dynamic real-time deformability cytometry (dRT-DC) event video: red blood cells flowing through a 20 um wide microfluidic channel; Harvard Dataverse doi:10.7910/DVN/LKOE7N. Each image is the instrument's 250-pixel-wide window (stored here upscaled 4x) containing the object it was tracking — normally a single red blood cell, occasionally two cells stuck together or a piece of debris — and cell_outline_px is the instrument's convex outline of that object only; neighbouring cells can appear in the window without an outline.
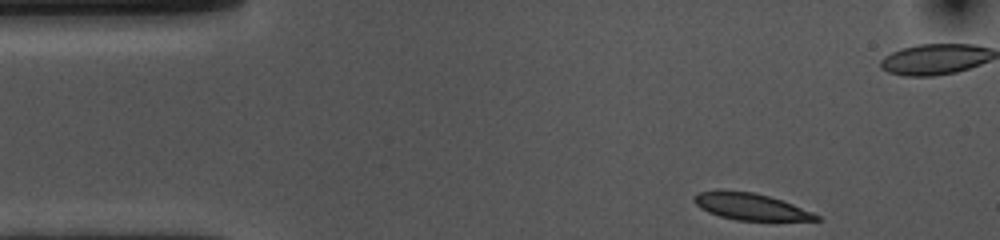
{"species": "common noctule bat (a hibernating species)", "species_latin": "Nyctalus noctula", "temperature_condition": "cold", "stored_images_in_passage": 41, "camera_frame_rate_fps": 3000, "um_per_image_px": 0.085, "animal": {"sex": "female", "body_mass_g": 10.0, "forearm_length_mm": 53.1}, "frame": {"image": 1, "passage_image": 1, "time_ms": 0.0, "image_size_px": [1000, 240], "cell_outline_px": [[824, 220], [736, 220], [720, 216], [708, 212], [700, 208], [692, 200], [692, 196], [700, 192], [752, 192], [768, 196], [792, 204], [812, 212], [820, 216]], "centroid_in_image_um": [63.82, 17.59], "position_along_channel_um": 21.2, "area_um2": 18.38}}
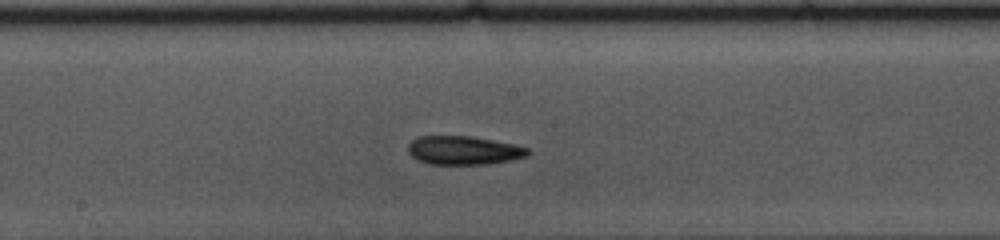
{"frame": {"image": 2, "passage_image": 22, "time_ms": 7.0, "image_size_px": [1000, 240], "cell_outline_px": [[532, 152], [528, 156], [512, 160], [488, 164], [428, 164], [412, 156], [408, 152], [408, 144], [416, 136], [472, 136], [512, 144], [528, 148]], "centroid_in_image_um": [39.42, 12.78], "position_along_channel_um": 208.8, "area_um2": 20.06}}
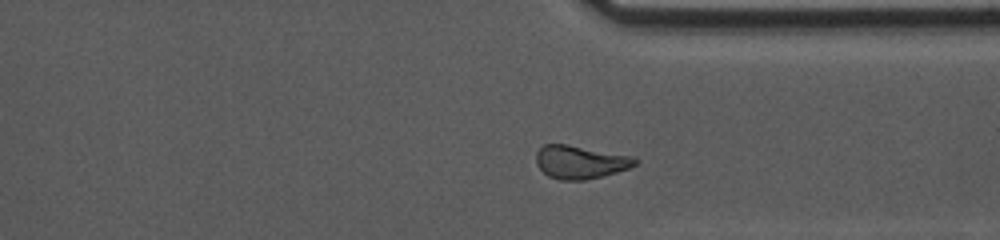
{"frame": {"image": 3, "passage_image": 35, "time_ms": 11.333, "image_size_px": [1000, 240], "cell_outline_px": [[640, 160], [636, 164], [628, 168], [604, 176], [584, 180], [560, 180], [548, 176], [536, 164], [536, 152], [544, 144], [568, 144], [632, 156]], "centroid_in_image_um": [49.32, 13.77], "position_along_channel_um": 362.1, "area_um2": 19.19}}